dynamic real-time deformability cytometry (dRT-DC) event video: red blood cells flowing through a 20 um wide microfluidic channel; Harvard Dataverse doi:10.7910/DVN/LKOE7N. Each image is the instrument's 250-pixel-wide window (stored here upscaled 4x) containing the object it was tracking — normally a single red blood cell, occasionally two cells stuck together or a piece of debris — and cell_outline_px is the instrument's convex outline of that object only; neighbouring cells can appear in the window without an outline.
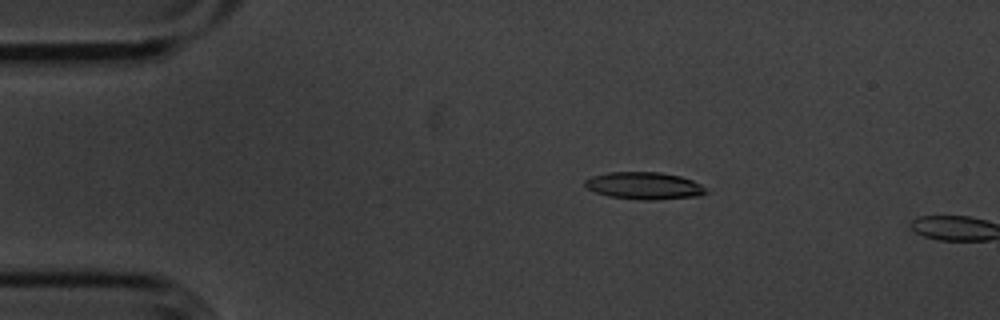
{"species": "common noctule bat (a hibernating species)", "species_latin": "Nyctalus noctula", "temperature_condition": "cold", "stored_images_in_passage": 13, "camera_frame_rate_fps": 3000, "um_per_image_px": 0.085, "animal": {"sex": "male", "body_mass_g": 20.1, "forearm_length_mm": 53.5}, "frame": {"image": 1, "passage_image": 11, "time_ms": 3.333, "image_size_px": [1000, 320], "cell_outline_px": [[708, 192], [700, 196], [656, 200], [644, 200], [608, 196], [596, 192], [588, 188], [584, 184], [584, 180], [592, 176], [608, 172], [660, 172], [680, 176], [692, 180], [700, 184]], "centroid_in_image_um": [54.76, 15.79], "position_along_channel_um": 30.2, "area_um2": 19.19}}